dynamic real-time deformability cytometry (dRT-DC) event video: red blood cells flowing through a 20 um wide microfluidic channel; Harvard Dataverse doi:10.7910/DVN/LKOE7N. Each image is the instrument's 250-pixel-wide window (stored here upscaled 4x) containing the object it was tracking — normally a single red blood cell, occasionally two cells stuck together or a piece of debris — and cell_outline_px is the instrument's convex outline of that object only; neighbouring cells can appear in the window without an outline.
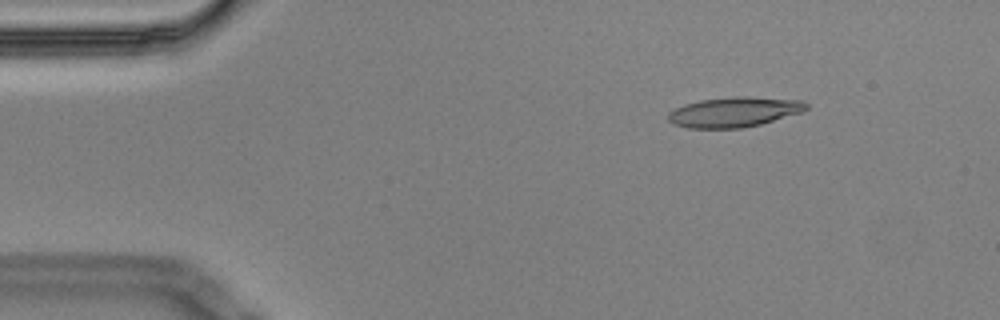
{"species": "Egyptian fruit bat (a non-hibernating species)", "species_latin": "Rousettus aegyptiacus", "temperature_condition": "cold", "stored_images_in_passage": 6, "camera_frame_rate_fps": 3000, "um_per_image_px": 0.085, "animal": {"sex": "male"}, "frame": {"image": 1, "passage_image": 2, "time_ms": 0.333, "image_size_px": [1000, 320], "cell_outline_px": [[808, 108], [804, 112], [760, 124], [740, 128], [688, 128], [672, 124], [668, 120], [668, 112], [684, 104], [700, 100], [736, 96], [744, 96], [804, 100], [808, 104]], "centroid_in_image_um": [62.43, 9.51], "position_along_channel_um": 22.6, "area_um2": 24.33}}
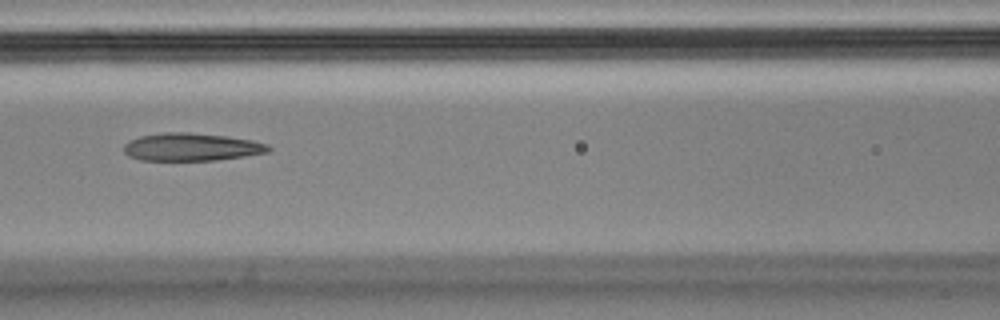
{"frame": {"image": 2, "passage_image": 6, "time_ms": 1.667, "image_size_px": [1000, 320], "cell_outline_px": [[272, 148], [268, 152], [244, 156], [216, 160], [140, 160], [128, 156], [124, 152], [124, 144], [128, 140], [140, 136], [160, 132], [188, 132], [228, 136], [252, 140], [268, 144]], "centroid_in_image_um": [16.25, 12.48], "position_along_channel_um": 150.3, "area_um2": 23.58}}